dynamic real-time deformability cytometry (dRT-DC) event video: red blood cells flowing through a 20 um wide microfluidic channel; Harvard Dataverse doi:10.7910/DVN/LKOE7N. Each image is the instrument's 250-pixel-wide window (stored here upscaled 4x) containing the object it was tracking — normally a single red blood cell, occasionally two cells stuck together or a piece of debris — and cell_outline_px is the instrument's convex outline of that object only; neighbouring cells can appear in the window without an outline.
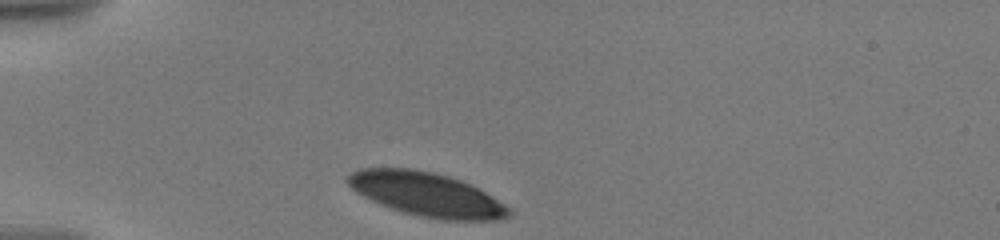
{"species": "human", "species_latin": "Homo sapiens", "temperature_condition": "warm", "stored_images_in_passage": 64, "camera_frame_rate_fps": 3000, "um_per_image_px": 0.085, "donor": {"sex": "male"}, "frame": {"image": 1, "passage_image": 1, "time_ms": 0.0, "image_size_px": [1000, 240], "cell_outline_px": [[512, 216], [500, 220], [440, 220], [420, 216], [404, 212], [380, 204], [356, 192], [344, 180], [352, 172], [360, 168], [412, 168], [432, 172], [448, 176], [460, 180], [484, 192], [512, 208]], "centroid_in_image_um": [36.28, 16.53], "position_along_channel_um": 48.7, "area_um2": 41.1}}
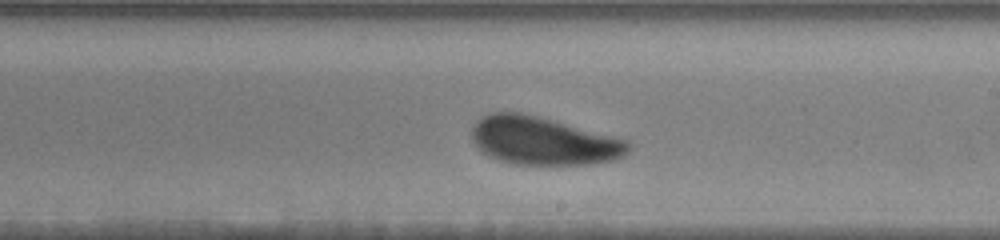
{"frame": {"image": 2, "passage_image": 32, "time_ms": 6.333, "image_size_px": [1000, 240], "cell_outline_px": [[632, 148], [624, 156], [612, 160], [592, 164], [516, 164], [500, 160], [488, 156], [480, 152], [472, 140], [472, 124], [480, 116], [488, 112], [520, 112], [552, 120], [628, 140], [632, 144]], "centroid_in_image_um": [46.14, 11.97], "position_along_channel_um": 242.9, "area_um2": 43.99}}
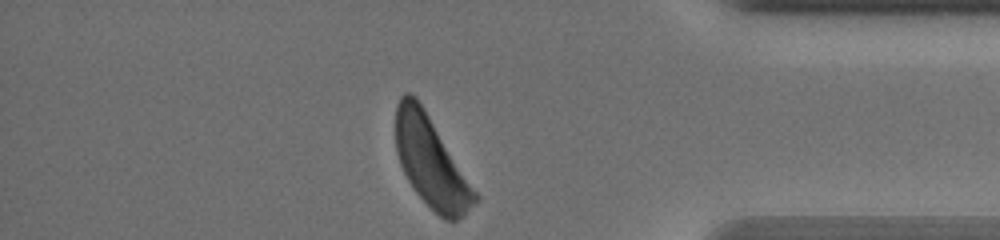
{"frame": {"image": 3, "passage_image": 63, "time_ms": 11.333, "image_size_px": [1000, 240], "cell_outline_px": [[480, 200], [464, 216], [456, 220], [448, 220], [440, 216], [412, 188], [400, 164], [396, 152], [396, 104], [400, 96], [404, 92], [412, 92], [416, 96], [480, 196]], "centroid_in_image_um": [36.65, 13.77], "position_along_channel_um": 398.6, "area_um2": 41.5}, "authors_computed_cell_mechanics": {"area_um2": 43.8413, "velocity_mm_per_s": 3.517, "shape_relaxation_time_tau1_ms": 2.2958, "shape_relaxation_time_tau2_ms": 8.1732, "deformation_change_tau1": 0.1081, "deformation_change_tau2": 0.1653}}